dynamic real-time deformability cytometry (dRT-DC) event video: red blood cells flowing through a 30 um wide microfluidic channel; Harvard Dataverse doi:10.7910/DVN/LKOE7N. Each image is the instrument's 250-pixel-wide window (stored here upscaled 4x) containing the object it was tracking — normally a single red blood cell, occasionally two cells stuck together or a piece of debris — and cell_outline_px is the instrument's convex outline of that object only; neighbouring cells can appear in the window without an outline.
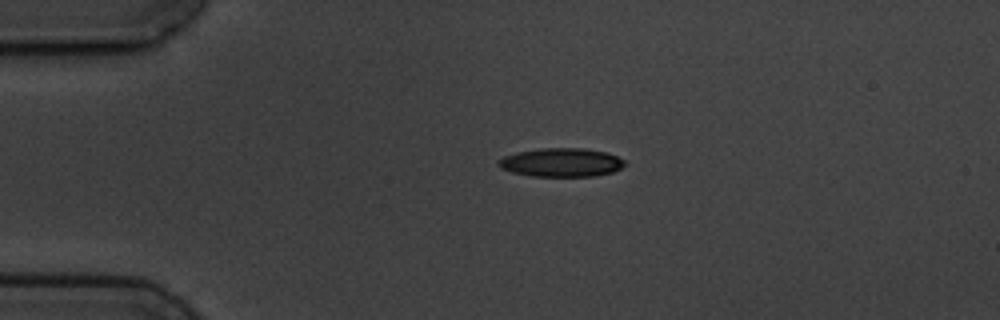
{"species": "common noctule bat (a hibernating species)", "species_latin": "Nyctalus noctula", "temperature_condition": "cold", "stored_images_in_passage": 2, "camera_frame_rate_fps": 3000, "um_per_image_px": 0.085, "animal": {"sex": "male", "body_mass_g": 19.5, "forearm_length_mm": 54.6}, "frame": {"image": 1, "passage_image": 1, "time_ms": 0.0, "image_size_px": [1000, 320], "cell_outline_px": [[628, 164], [612, 172], [596, 176], [532, 176], [512, 172], [500, 168], [496, 164], [496, 160], [504, 156], [516, 152], [540, 148], [584, 148], [608, 152], [624, 160]], "centroid_in_image_um": [47.7, 13.8], "position_along_channel_um": 37.3, "area_um2": 21.33}}